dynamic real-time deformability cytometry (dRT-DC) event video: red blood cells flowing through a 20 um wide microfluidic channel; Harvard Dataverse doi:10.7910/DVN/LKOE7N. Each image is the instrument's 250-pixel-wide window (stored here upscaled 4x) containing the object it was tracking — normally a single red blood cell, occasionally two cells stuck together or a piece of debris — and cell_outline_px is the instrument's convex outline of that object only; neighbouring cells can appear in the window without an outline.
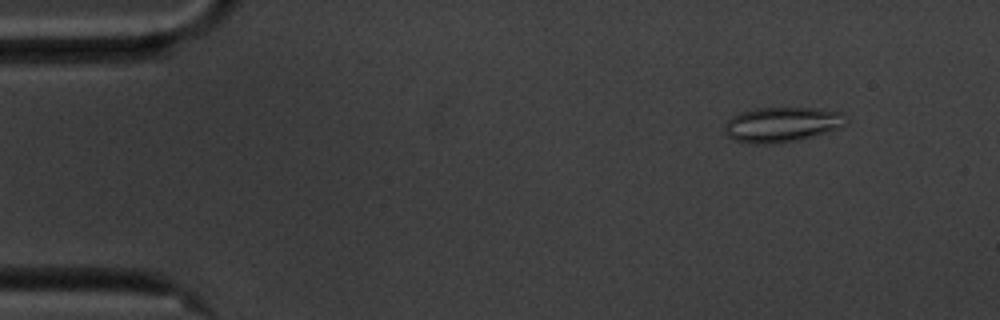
{"species": "common noctule bat (a hibernating species)", "species_latin": "Nyctalus noctula", "temperature_condition": "cold", "stored_images_in_passage": 57, "camera_frame_rate_fps": 3000, "um_per_image_px": 0.085, "animal": {"sex": "male", "body_mass_g": 20.1, "forearm_length_mm": 53.5}, "frame": {"image": 1, "passage_image": 6, "time_ms": 1.667, "image_size_px": [1000, 320], "cell_outline_px": [[848, 120], [844, 124], [836, 128], [824, 132], [796, 140], [768, 144], [756, 144], [736, 140], [728, 136], [724, 132], [724, 124], [732, 116], [740, 112], [756, 108], [816, 108], [840, 112]], "centroid_in_image_um": [66.4, 10.57], "position_along_channel_um": 18.6, "area_um2": 24.33}}
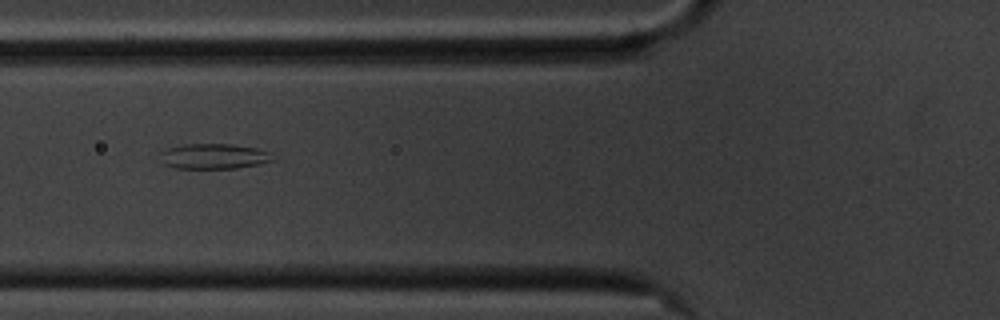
{"frame": {"image": 2, "passage_image": 21, "time_ms": 6.667, "image_size_px": [1000, 320], "cell_outline_px": [[272, 160], [260, 164], [236, 168], [176, 168], [164, 164], [160, 152], [168, 148], [184, 144], [232, 144], [256, 148], [268, 152]], "centroid_in_image_um": [18.15, 13.28], "position_along_channel_um": 107.7, "area_um2": 16.3}}
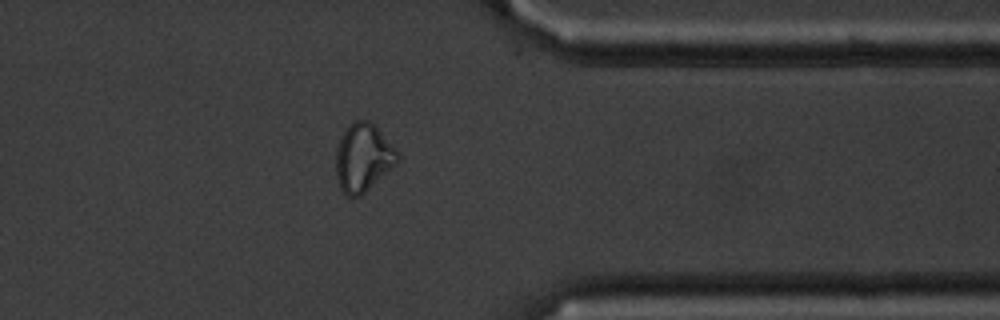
{"frame": {"image": 3, "passage_image": 45, "time_ms": 14.667, "image_size_px": [1000, 320], "cell_outline_px": [[400, 160], [396, 164], [360, 196], [348, 196], [340, 188], [336, 176], [336, 148], [348, 124], [356, 120], [368, 120], [400, 152]], "centroid_in_image_um": [30.87, 13.39], "position_along_channel_um": 380.5, "area_um2": 24.16}, "authors_computed_cell_mechanics": {"area_um2": 23.12, "velocity_mm_per_s": 3.5257, "shape_relaxation_time_tau1_ms": null, "shape_relaxation_time_tau2_ms": 3.1259, "deformation_change_tau1": null, "deformation_change_tau2": 0.0745}}